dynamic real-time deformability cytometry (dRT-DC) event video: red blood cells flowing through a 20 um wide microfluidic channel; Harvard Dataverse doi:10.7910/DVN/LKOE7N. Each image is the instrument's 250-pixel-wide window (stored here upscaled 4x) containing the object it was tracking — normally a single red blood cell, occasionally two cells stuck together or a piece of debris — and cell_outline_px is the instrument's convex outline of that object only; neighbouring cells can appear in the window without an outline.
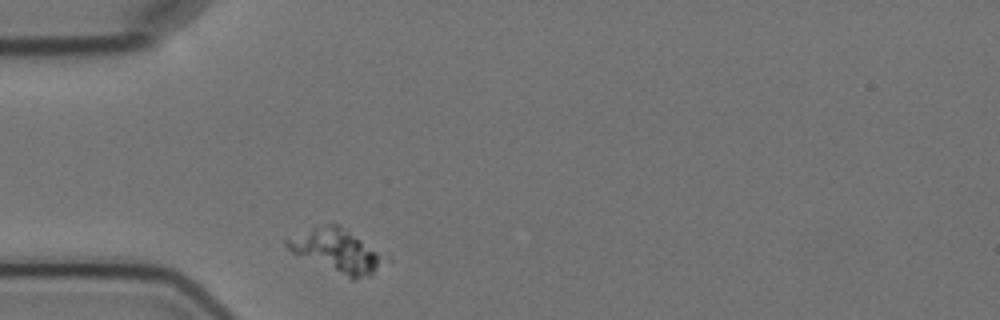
{"species": "Egyptian fruit bat (a non-hibernating species)", "species_latin": "Rousettus aegyptiacus", "temperature_condition": "cold", "stored_images_in_passage": 1, "camera_frame_rate_fps": 3000, "um_per_image_px": 0.085, "animal": {"sex": "female"}, "frame": {"image": 1, "passage_image": 1, "time_ms": 0.0, "image_size_px": [1000, 320], "cell_outline_px": [[392, 260], [368, 276], [352, 280], [292, 252], [284, 244], [284, 240], [312, 228], [324, 224], [340, 224], [392, 256]], "centroid_in_image_um": [28.8, 21.31], "position_along_channel_um": 56.2, "area_um2": 25.26}}